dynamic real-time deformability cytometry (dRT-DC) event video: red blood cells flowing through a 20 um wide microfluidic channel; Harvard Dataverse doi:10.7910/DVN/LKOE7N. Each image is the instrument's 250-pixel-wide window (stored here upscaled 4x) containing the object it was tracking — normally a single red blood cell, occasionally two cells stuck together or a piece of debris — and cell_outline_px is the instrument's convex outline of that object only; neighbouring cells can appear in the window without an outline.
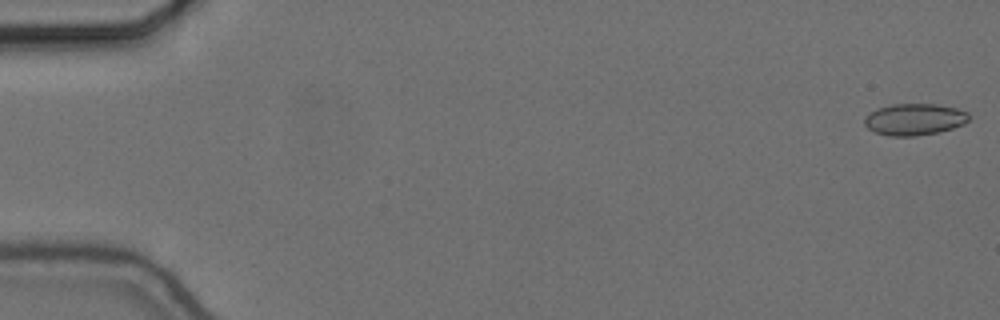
{"species": "common noctule bat (a hibernating species)", "species_latin": "Nyctalus noctula", "temperature_condition": "cold", "stored_images_in_passage": 56, "camera_frame_rate_fps": 3000, "um_per_image_px": 0.085, "animal": {"sex": "female", "body_mass_g": 24.6, "forearm_length_mm": 56.2}, "frame": {"image": 1, "passage_image": 1, "time_ms": 0.0, "image_size_px": [1000, 320], "cell_outline_px": [[972, 116], [964, 124], [940, 132], [916, 136], [888, 136], [876, 132], [868, 128], [864, 124], [864, 116], [868, 112], [892, 104], [936, 104], [956, 108], [968, 112]], "centroid_in_image_um": [77.74, 10.15], "position_along_channel_um": 7.3, "area_um2": 19.42}}
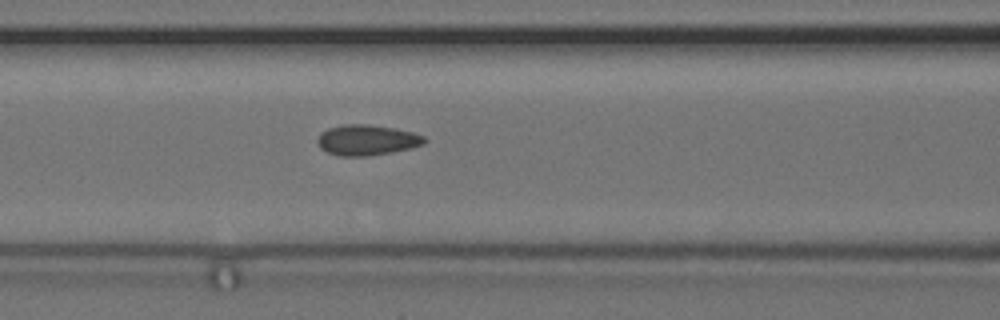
{"frame": {"image": 2, "passage_image": 24, "time_ms": 7.667, "image_size_px": [1000, 320], "cell_outline_px": [[428, 140], [424, 144], [412, 148], [392, 152], [368, 156], [340, 156], [328, 152], [320, 148], [316, 140], [320, 132], [328, 128], [344, 124], [368, 124], [396, 128], [412, 132], [424, 136]], "centroid_in_image_um": [31.19, 11.9], "position_along_channel_um": 135.4, "area_um2": 19.25}}
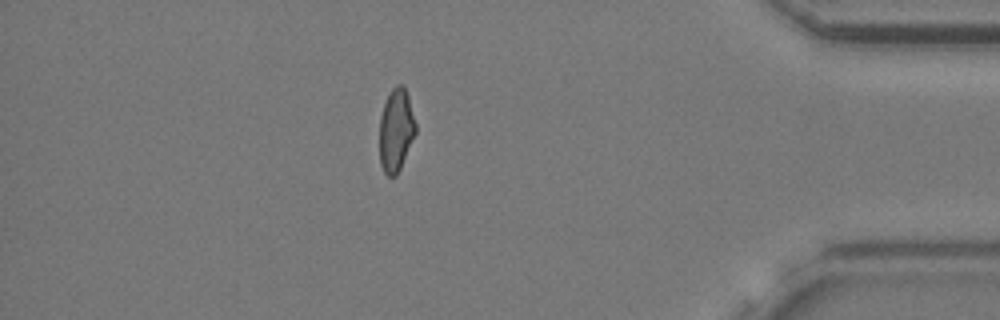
{"frame": {"image": 3, "passage_image": 49, "time_ms": 16.0, "image_size_px": [1000, 320], "cell_outline_px": [[416, 132], [400, 168], [396, 176], [388, 176], [384, 172], [380, 164], [380, 116], [384, 104], [392, 88], [396, 84], [400, 84], [404, 88], [408, 96], [416, 124]], "centroid_in_image_um": [33.65, 11.07], "position_along_channel_um": 401.5, "area_um2": 17.22}, "authors_computed_cell_mechanics": {"area_um2": 18.3515, "velocity_mm_per_s": 3.6653, "shape_relaxation_time_tau1_ms": null, "shape_relaxation_time_tau2_ms": 2.581, "deformation_change_tau1": null, "deformation_change_tau2": 0.0843}}